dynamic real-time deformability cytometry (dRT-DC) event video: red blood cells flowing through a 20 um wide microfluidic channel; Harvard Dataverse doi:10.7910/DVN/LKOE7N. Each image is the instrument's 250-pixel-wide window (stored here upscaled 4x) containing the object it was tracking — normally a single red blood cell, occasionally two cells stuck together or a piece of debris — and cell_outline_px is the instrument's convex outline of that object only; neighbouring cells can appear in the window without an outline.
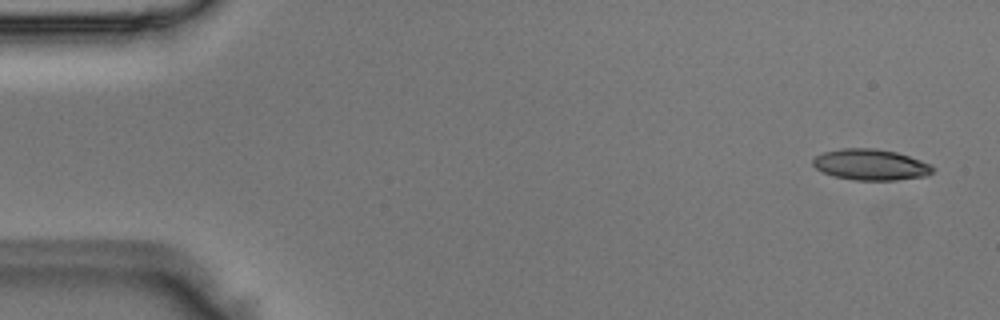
{"species": "Egyptian fruit bat (a non-hibernating species)", "species_latin": "Rousettus aegyptiacus", "temperature_condition": "room temperature", "stored_images_in_passage": 4, "camera_frame_rate_fps": 3000, "um_per_image_px": 0.085, "animal": {"sex": "male"}, "frame": {"image": 1, "passage_image": 1, "time_ms": 0.0, "image_size_px": [1000, 320], "cell_outline_px": [[936, 168], [932, 172], [924, 176], [896, 180], [856, 180], [832, 176], [816, 168], [812, 164], [812, 160], [816, 156], [824, 152], [840, 148], [876, 148], [896, 152], [932, 164]], "centroid_in_image_um": [74.01, 13.99], "position_along_channel_um": 11.0, "area_um2": 21.68}}